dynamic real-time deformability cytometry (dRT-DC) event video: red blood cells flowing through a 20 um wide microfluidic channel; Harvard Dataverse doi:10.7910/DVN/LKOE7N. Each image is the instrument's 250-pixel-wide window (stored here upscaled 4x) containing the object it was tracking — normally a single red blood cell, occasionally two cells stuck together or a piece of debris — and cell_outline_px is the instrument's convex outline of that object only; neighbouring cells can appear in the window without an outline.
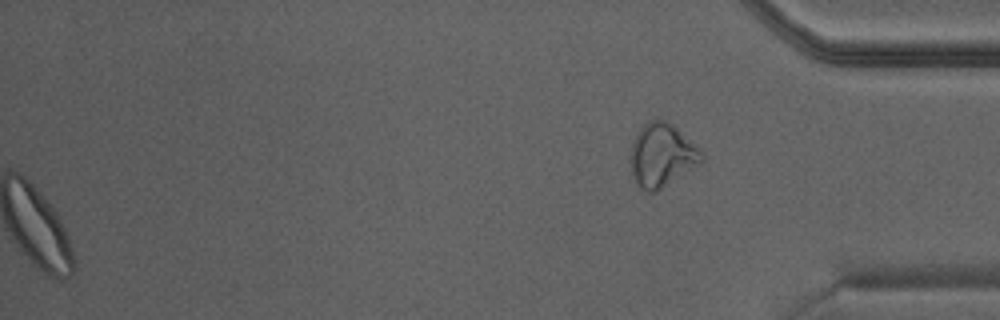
{"species": "Egyptian fruit bat (a non-hibernating species)", "species_latin": "Rousettus aegyptiacus", "temperature_condition": "warm", "stored_images_in_passage": 23, "camera_frame_rate_fps": 3000, "um_per_image_px": 0.085, "animal": {"sex": "male"}, "frame": {"image": 1, "passage_image": 23, "time_ms": 7.333, "image_size_px": [1000, 320], "cell_outline_px": [[704, 160], [700, 164], [656, 192], [648, 192], [640, 188], [636, 184], [632, 176], [632, 140], [636, 132], [644, 124], [656, 116], [672, 124], [704, 152]], "centroid_in_image_um": [56.27, 13.18], "position_along_channel_um": 378.9, "area_um2": 26.41}}